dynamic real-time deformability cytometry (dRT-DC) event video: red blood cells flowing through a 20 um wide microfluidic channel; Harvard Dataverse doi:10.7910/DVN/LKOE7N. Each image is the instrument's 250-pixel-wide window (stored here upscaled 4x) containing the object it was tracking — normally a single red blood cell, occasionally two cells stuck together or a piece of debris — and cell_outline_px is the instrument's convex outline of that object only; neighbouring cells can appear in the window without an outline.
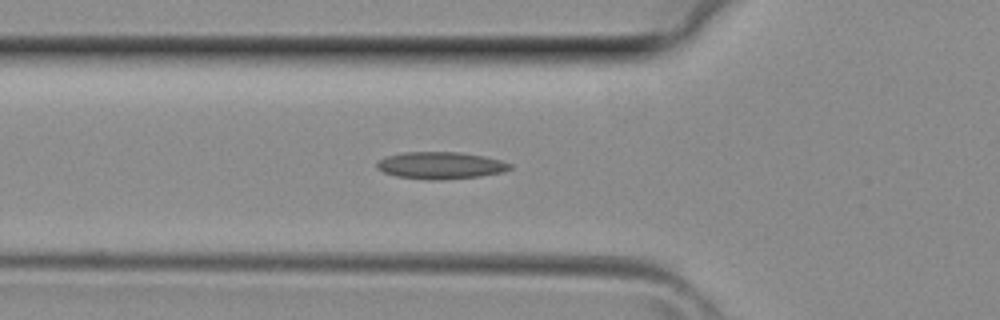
{"species": "common noctule bat (a hibernating species)", "species_latin": "Nyctalus noctula", "temperature_condition": "room temperature", "stored_images_in_passage": 35, "camera_frame_rate_fps": 3000, "um_per_image_px": 0.085, "animal": {"sex": "female", "body_mass_g": 29.2, "forearm_length_mm": 56.3}, "frame": {"image": 1, "passage_image": 9, "time_ms": 2.667, "image_size_px": [1000, 320], "cell_outline_px": [[512, 168], [504, 172], [480, 176], [440, 180], [428, 180], [396, 176], [384, 172], [376, 168], [376, 164], [380, 160], [388, 156], [400, 152], [460, 152], [484, 156], [500, 160], [512, 164]], "centroid_in_image_um": [37.46, 14.06], "position_along_channel_um": 88.3, "area_um2": 21.04}}
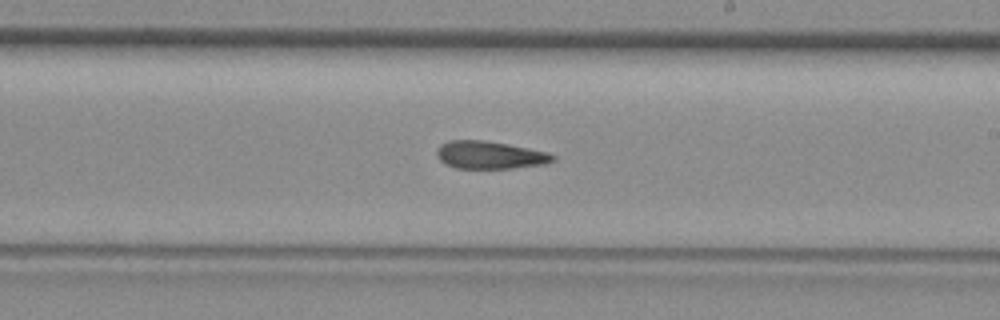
{"frame": {"image": 2, "passage_image": 18, "time_ms": 5.667, "image_size_px": [1000, 320], "cell_outline_px": [[556, 160], [548, 164], [512, 168], [456, 168], [444, 164], [436, 156], [436, 152], [440, 144], [448, 140], [484, 140], [508, 144], [548, 152], [556, 156]], "centroid_in_image_um": [41.65, 13.18], "position_along_channel_um": 247.4, "area_um2": 18.96}}
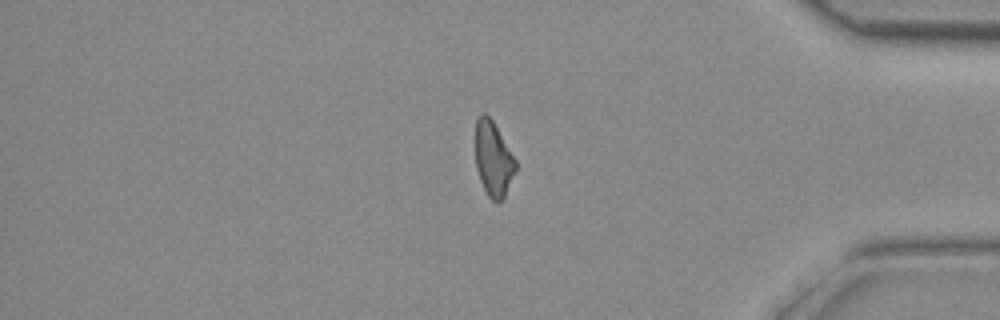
{"frame": {"image": 3, "passage_image": 28, "time_ms": 9.0, "image_size_px": [1000, 320], "cell_outline_px": [[516, 172], [504, 200], [492, 200], [488, 196], [480, 180], [476, 168], [476, 120], [484, 112], [492, 120], [516, 160]], "centroid_in_image_um": [41.95, 13.55], "position_along_channel_um": 393.3, "area_um2": 17.4}}